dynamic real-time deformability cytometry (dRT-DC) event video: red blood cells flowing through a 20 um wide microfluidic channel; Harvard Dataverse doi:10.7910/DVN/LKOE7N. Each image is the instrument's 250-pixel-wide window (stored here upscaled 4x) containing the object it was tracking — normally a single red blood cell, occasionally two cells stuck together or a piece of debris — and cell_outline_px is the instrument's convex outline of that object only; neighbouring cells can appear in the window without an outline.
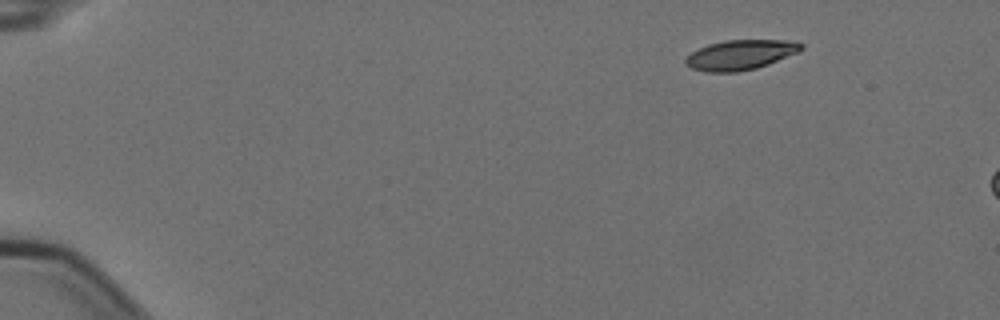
{"species": "Egyptian fruit bat (a non-hibernating species)", "species_latin": "Rousettus aegyptiacus", "temperature_condition": "cold", "stored_images_in_passage": 3, "camera_frame_rate_fps": 3000, "um_per_image_px": 0.085, "animal": {"sex": "female"}, "frame": {"image": 1, "passage_image": 1, "time_ms": 0.0, "image_size_px": [1000, 320], "cell_outline_px": [[804, 48], [800, 52], [768, 64], [756, 68], [736, 72], [704, 72], [692, 68], [684, 64], [684, 60], [692, 52], [708, 44], [724, 40], [796, 40], [804, 44]], "centroid_in_image_um": [62.98, 4.65], "position_along_channel_um": 22.0, "area_um2": 20.35}}